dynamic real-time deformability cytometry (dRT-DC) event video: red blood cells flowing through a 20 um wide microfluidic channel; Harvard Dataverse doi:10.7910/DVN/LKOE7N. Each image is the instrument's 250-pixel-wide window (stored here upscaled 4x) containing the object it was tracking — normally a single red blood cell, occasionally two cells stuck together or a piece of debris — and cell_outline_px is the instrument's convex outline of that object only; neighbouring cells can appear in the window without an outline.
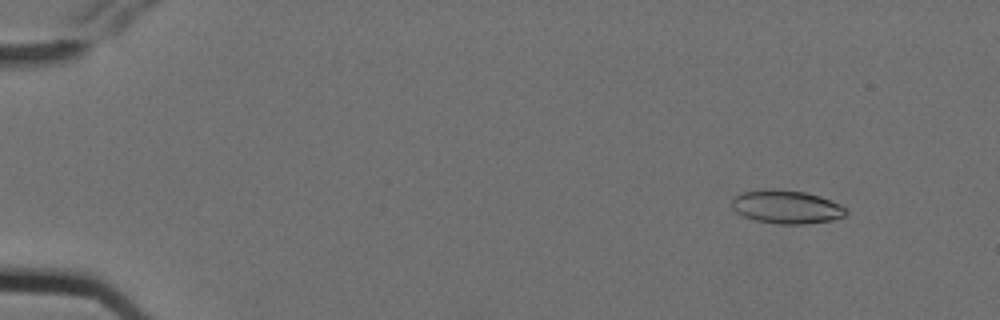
{"species": "Egyptian fruit bat (a non-hibernating species)", "species_latin": "Rousettus aegyptiacus", "temperature_condition": "cold", "stored_images_in_passage": 6, "camera_frame_rate_fps": 3000, "um_per_image_px": 0.085, "animal": {"sex": "female"}, "frame": {"image": 1, "passage_image": 1, "time_ms": 0.0, "image_size_px": [1000, 320], "cell_outline_px": [[848, 212], [844, 216], [832, 220], [804, 224], [776, 224], [756, 220], [744, 216], [736, 212], [732, 208], [732, 196], [740, 192], [764, 188], [772, 188], [804, 192], [820, 196], [840, 204], [848, 208]], "centroid_in_image_um": [66.83, 17.57], "position_along_channel_um": 18.2, "area_um2": 22.54}}
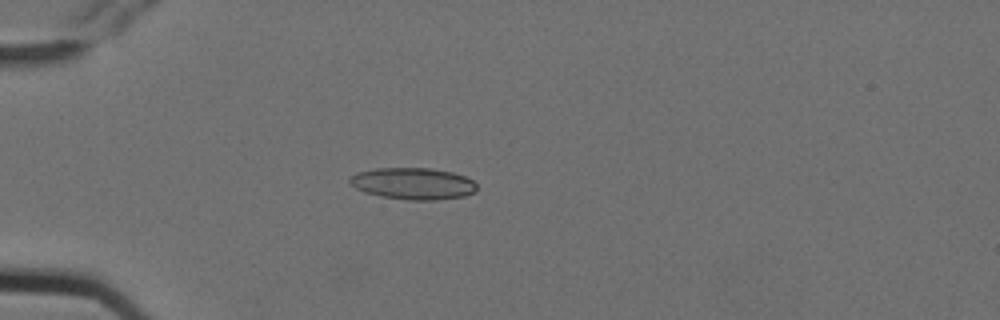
{"frame": {"image": 2, "passage_image": 4, "time_ms": 1.0, "image_size_px": [1000, 320], "cell_outline_px": [[476, 192], [464, 196], [436, 200], [408, 200], [380, 196], [364, 192], [356, 188], [348, 180], [348, 176], [356, 172], [376, 168], [432, 168], [452, 172], [464, 176], [472, 180], [476, 184]], "centroid_in_image_um": [35.09, 15.6], "position_along_channel_um": 49.9, "area_um2": 23.64}}
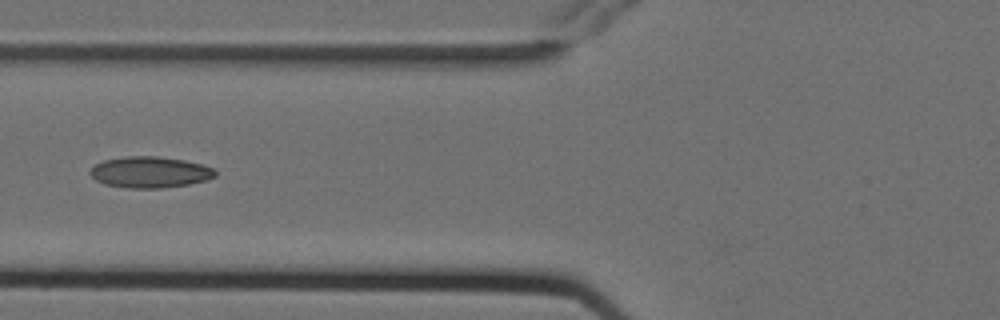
{"frame": {"image": 3, "passage_image": 6, "time_ms": 1.667, "image_size_px": [1000, 320], "cell_outline_px": [[216, 176], [208, 180], [188, 184], [164, 188], [124, 188], [104, 184], [96, 180], [88, 172], [96, 164], [104, 160], [128, 156], [156, 156], [184, 160], [216, 168]], "centroid_in_image_um": [12.76, 14.64], "position_along_channel_um": 113.0, "area_um2": 22.83}}